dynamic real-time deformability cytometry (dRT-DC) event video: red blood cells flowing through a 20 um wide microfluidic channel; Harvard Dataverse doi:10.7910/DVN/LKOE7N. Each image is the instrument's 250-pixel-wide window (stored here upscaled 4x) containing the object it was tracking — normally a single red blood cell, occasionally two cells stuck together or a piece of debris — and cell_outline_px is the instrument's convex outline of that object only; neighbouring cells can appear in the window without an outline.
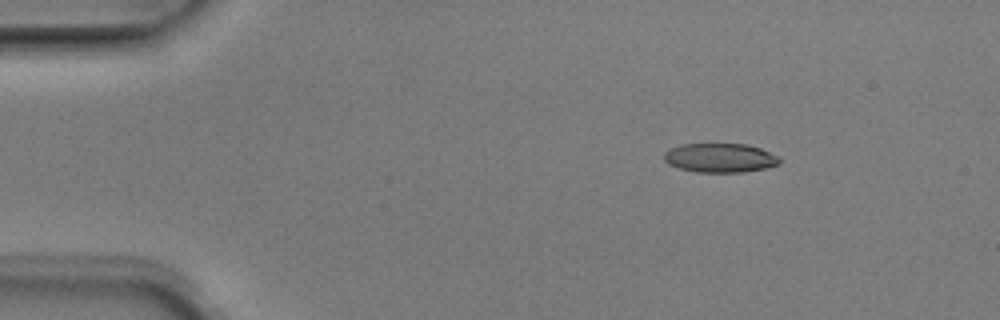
{"species": "Egyptian fruit bat (a non-hibernating species)", "species_latin": "Rousettus aegyptiacus", "temperature_condition": "room temperature", "stored_images_in_passage": 2, "camera_frame_rate_fps": 3000, "um_per_image_px": 0.085, "animal": {"sex": "male"}, "frame": {"image": 1, "passage_image": 1, "time_ms": 0.0, "image_size_px": [1000, 320], "cell_outline_px": [[780, 164], [768, 168], [744, 172], [696, 172], [680, 168], [668, 164], [664, 160], [664, 152], [680, 144], [744, 144], [760, 148], [780, 156]], "centroid_in_image_um": [61.24, 13.42], "position_along_channel_um": 23.8, "area_um2": 19.71}}